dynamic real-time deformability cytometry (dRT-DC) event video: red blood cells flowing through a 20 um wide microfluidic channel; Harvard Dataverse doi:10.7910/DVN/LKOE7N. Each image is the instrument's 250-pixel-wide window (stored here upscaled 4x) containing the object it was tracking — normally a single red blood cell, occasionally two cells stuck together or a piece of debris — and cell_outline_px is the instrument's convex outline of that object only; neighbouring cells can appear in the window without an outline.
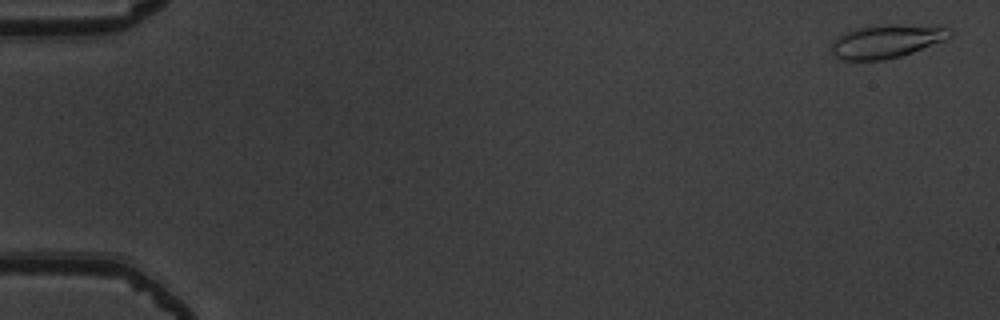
{"species": "common noctule bat (a hibernating species)", "species_latin": "Nyctalus noctula", "temperature_condition": "warm", "stored_images_in_passage": 15, "camera_frame_rate_fps": 3000, "um_per_image_px": 0.085, "animal": {"sex": "male", "body_mass_g": 19.5, "forearm_length_mm": 54.6}, "frame": {"image": 1, "passage_image": 2, "time_ms": 0.333, "image_size_px": [1000, 320], "cell_outline_px": [[952, 36], [944, 40], [912, 52], [900, 56], [884, 60], [844, 60], [836, 56], [828, 48], [832, 40], [844, 32], [856, 28], [880, 24], [940, 24], [948, 28]], "centroid_in_image_um": [75.36, 3.47], "position_along_channel_um": 9.6, "area_um2": 23.58}}